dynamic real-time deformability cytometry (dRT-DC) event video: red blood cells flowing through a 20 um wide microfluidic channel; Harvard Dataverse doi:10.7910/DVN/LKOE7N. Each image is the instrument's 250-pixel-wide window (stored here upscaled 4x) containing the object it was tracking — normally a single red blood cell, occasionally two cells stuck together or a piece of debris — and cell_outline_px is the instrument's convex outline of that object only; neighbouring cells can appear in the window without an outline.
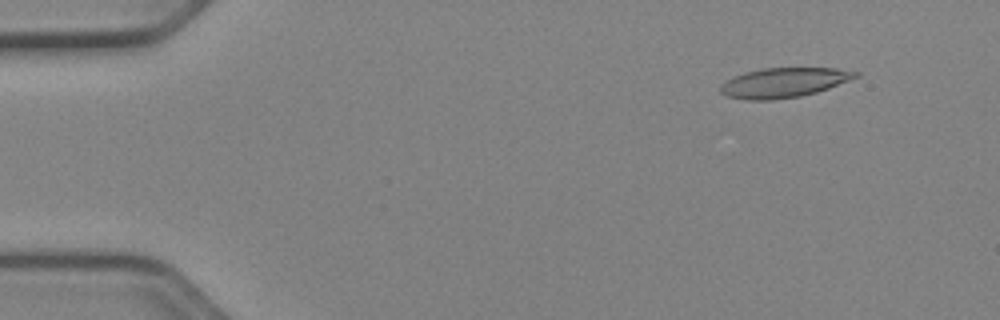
{"species": "Egyptian fruit bat (a non-hibernating species)", "species_latin": "Rousettus aegyptiacus", "temperature_condition": "cold", "stored_images_in_passage": 51, "camera_frame_rate_fps": 3000, "um_per_image_px": 0.085, "animal": {"sex": "female"}, "frame": {"image": 1, "passage_image": 5, "time_ms": 1.333, "image_size_px": [1000, 320], "cell_outline_px": [[860, 76], [828, 88], [816, 92], [800, 96], [772, 100], [748, 100], [728, 96], [720, 92], [720, 84], [732, 76], [744, 72], [760, 68], [836, 68], [860, 72]], "centroid_in_image_um": [66.6, 7.01], "position_along_channel_um": 18.4, "area_um2": 23.47}}
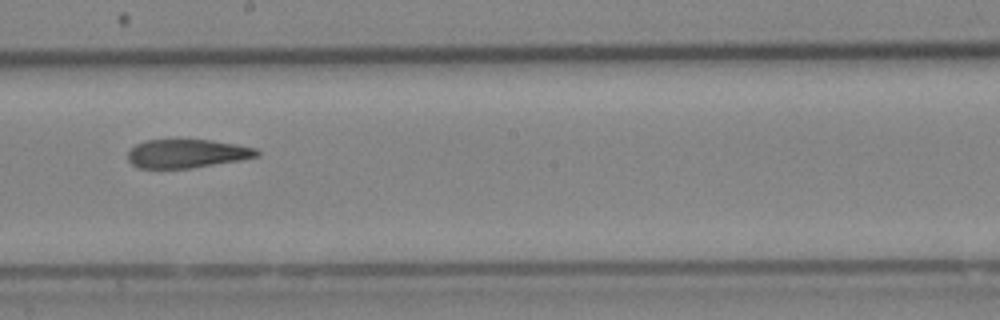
{"frame": {"image": 2, "passage_image": 29, "time_ms": 9.333, "image_size_px": [1000, 320], "cell_outline_px": [[260, 156], [240, 160], [192, 168], [140, 168], [132, 164], [128, 160], [128, 152], [136, 144], [144, 140], [212, 140], [236, 144], [256, 148], [260, 152]], "centroid_in_image_um": [15.91, 13.05], "position_along_channel_um": 232.3, "area_um2": 21.5}}
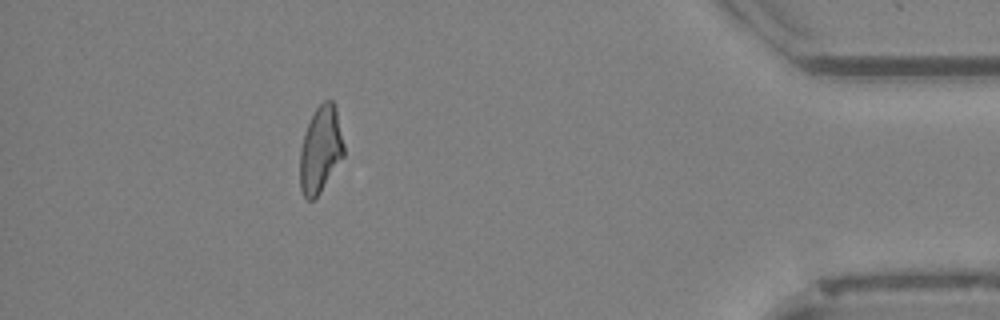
{"frame": {"image": 3, "passage_image": 46, "time_ms": 15.0, "image_size_px": [1000, 320], "cell_outline_px": [[344, 156], [320, 192], [312, 200], [308, 200], [304, 196], [300, 188], [300, 148], [304, 132], [316, 108], [324, 100], [332, 100], [336, 108], [344, 144]], "centroid_in_image_um": [27.24, 12.71], "position_along_channel_um": 408.0, "area_um2": 22.02}, "authors_computed_cell_mechanics": {"area_um2": 23.1778, "velocity_mm_per_s": 3.9652, "shape_relaxation_time_tau1_ms": null, "shape_relaxation_time_tau2_ms": 3.7602, "deformation_change_tau1": null, "deformation_change_tau2": 0.1356}}